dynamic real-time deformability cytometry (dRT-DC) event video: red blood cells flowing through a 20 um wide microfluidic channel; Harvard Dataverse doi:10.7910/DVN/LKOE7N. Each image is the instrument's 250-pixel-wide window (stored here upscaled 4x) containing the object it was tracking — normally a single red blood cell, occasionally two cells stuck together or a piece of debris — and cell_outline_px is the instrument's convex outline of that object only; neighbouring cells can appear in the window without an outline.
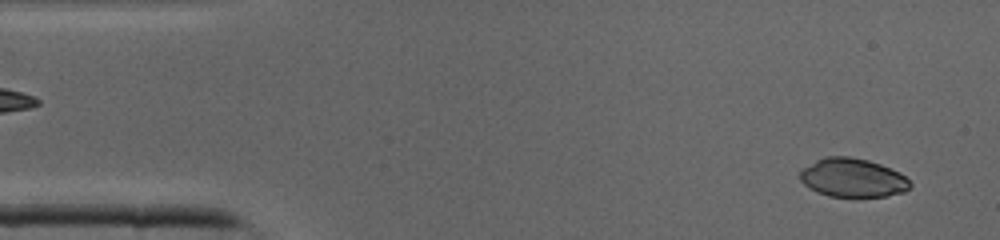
{"species": "common noctule bat (a hibernating species)", "species_latin": "Nyctalus noctula", "temperature_condition": "cold", "stored_images_in_passage": 40, "camera_frame_rate_fps": 3000, "um_per_image_px": 0.085, "animal": {"sex": "male", "body_mass_g": 19.0, "forearm_length_mm": 50.8}, "frame": {"image": 1, "passage_image": 2, "time_ms": 0.333, "image_size_px": [1000, 240], "cell_outline_px": [[912, 184], [904, 192], [888, 196], [828, 196], [816, 192], [804, 184], [800, 180], [800, 172], [804, 168], [816, 160], [824, 156], [848, 156], [868, 160], [880, 164], [900, 172]], "centroid_in_image_um": [72.47, 15.1], "position_along_channel_um": 12.5, "area_um2": 24.74}}
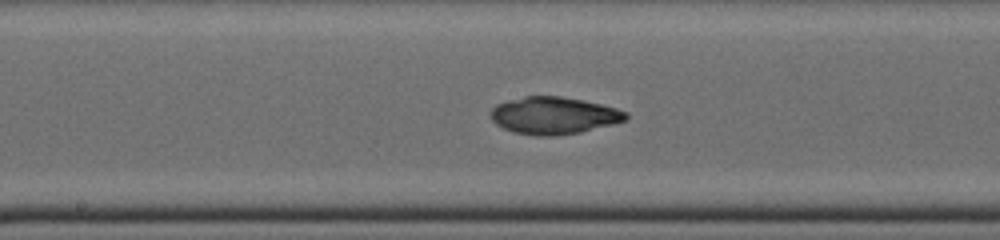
{"frame": {"image": 2, "passage_image": 20, "time_ms": 6.333, "image_size_px": [1000, 240], "cell_outline_px": [[628, 120], [580, 132], [556, 136], [536, 136], [512, 132], [496, 124], [492, 120], [492, 108], [496, 104], [508, 100], [524, 96], [560, 96], [584, 100], [616, 108], [628, 112]], "centroid_in_image_um": [47.08, 9.82], "position_along_channel_um": 201.1, "area_um2": 29.36}}
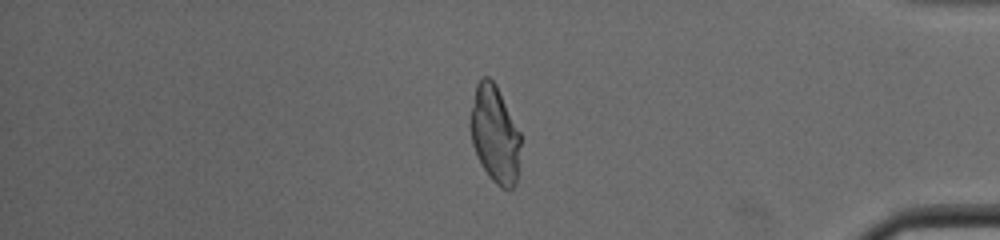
{"frame": {"image": 3, "passage_image": 34, "time_ms": 11.0, "image_size_px": [1000, 240], "cell_outline_px": [[520, 144], [516, 184], [512, 188], [500, 188], [488, 176], [472, 144], [468, 124], [476, 84], [480, 76], [488, 76], [496, 84], [520, 132]], "centroid_in_image_um": [42.04, 11.38], "position_along_channel_um": 393.2, "area_um2": 28.5}}